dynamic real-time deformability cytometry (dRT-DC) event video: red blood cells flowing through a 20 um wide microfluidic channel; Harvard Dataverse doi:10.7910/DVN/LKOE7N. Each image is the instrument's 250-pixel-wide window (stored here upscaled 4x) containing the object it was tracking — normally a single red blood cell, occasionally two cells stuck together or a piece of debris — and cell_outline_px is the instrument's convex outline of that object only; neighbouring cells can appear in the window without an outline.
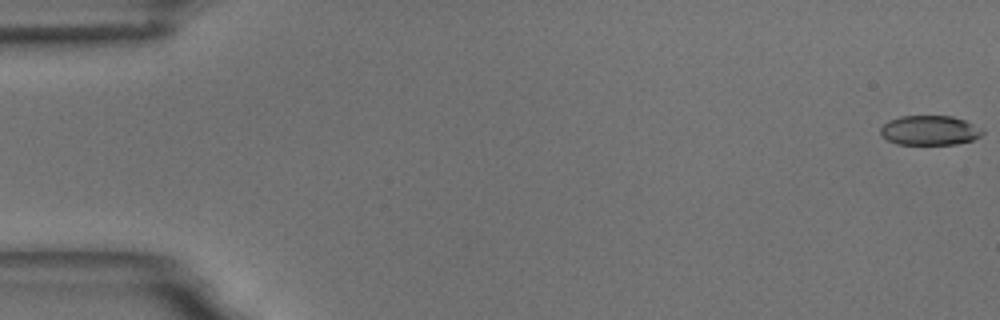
{"species": "common noctule bat (a hibernating species)", "species_latin": "Nyctalus noctula", "temperature_condition": "room temperature", "stored_images_in_passage": 5, "camera_frame_rate_fps": 3000, "um_per_image_px": 0.085, "animal": {"sex": "male", "body_mass_g": 18.8}, "frame": {"image": 1, "passage_image": 1, "time_ms": 0.0, "image_size_px": [1000, 320], "cell_outline_px": [[984, 132], [980, 136], [972, 140], [956, 144], [896, 144], [888, 140], [880, 132], [880, 128], [888, 120], [900, 116], [952, 116], [964, 120], [984, 128]], "centroid_in_image_um": [79.04, 11.07], "position_along_channel_um": 6.0, "area_um2": 17.63}}